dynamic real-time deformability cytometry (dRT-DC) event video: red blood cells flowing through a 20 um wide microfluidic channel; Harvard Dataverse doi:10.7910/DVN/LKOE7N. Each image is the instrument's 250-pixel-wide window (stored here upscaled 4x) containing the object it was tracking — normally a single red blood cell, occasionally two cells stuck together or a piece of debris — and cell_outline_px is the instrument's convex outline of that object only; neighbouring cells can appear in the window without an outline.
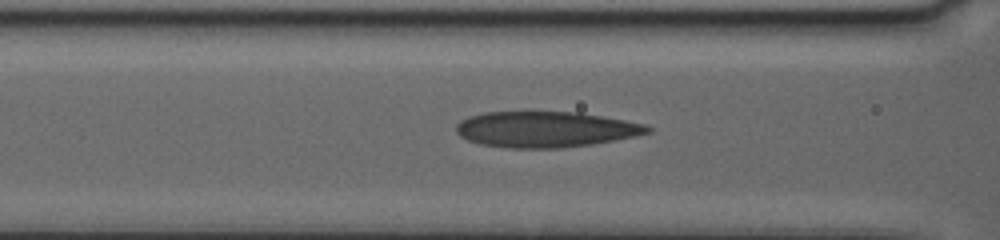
{"species": "human", "species_latin": "Homo sapiens", "temperature_condition": "warm", "stored_images_in_passage": 28, "camera_frame_rate_fps": 3000, "um_per_image_px": 0.085, "donor": {"sex": "female"}, "frame": {"image": 1, "passage_image": 4, "time_ms": 1.0, "image_size_px": [1000, 240], "cell_outline_px": [[652, 132], [592, 144], [560, 148], [508, 148], [480, 144], [468, 140], [460, 136], [456, 132], [456, 124], [460, 120], [468, 116], [484, 112], [576, 112], [624, 120], [644, 124], [652, 128]], "centroid_in_image_um": [46.31, 10.99], "position_along_channel_um": 120.3, "area_um2": 39.77}}
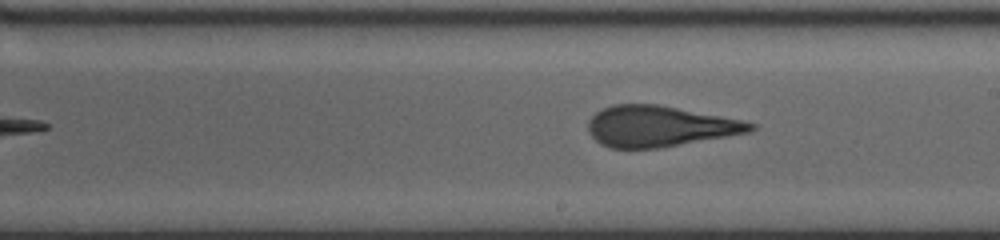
{"frame": {"image": 2, "passage_image": 12, "time_ms": 4.333, "image_size_px": [1000, 240], "cell_outline_px": [[756, 128], [752, 132], [656, 148], [608, 148], [600, 144], [588, 132], [588, 120], [596, 112], [612, 104], [656, 104], [720, 116], [740, 120], [756, 124]], "centroid_in_image_um": [56.02, 10.73], "position_along_channel_um": 233.0, "area_um2": 38.32}}
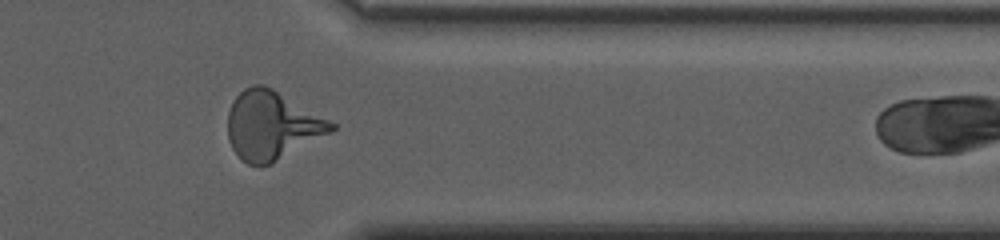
{"frame": {"image": 3, "passage_image": 25, "time_ms": 9.0, "image_size_px": [1000, 240], "cell_outline_px": [[336, 128], [332, 132], [272, 164], [248, 164], [240, 160], [232, 148], [228, 140], [228, 112], [236, 96], [244, 88], [252, 84], [264, 84], [272, 88], [336, 124]], "centroid_in_image_um": [23.09, 10.67], "position_along_channel_um": 388.3, "area_um2": 41.21}}